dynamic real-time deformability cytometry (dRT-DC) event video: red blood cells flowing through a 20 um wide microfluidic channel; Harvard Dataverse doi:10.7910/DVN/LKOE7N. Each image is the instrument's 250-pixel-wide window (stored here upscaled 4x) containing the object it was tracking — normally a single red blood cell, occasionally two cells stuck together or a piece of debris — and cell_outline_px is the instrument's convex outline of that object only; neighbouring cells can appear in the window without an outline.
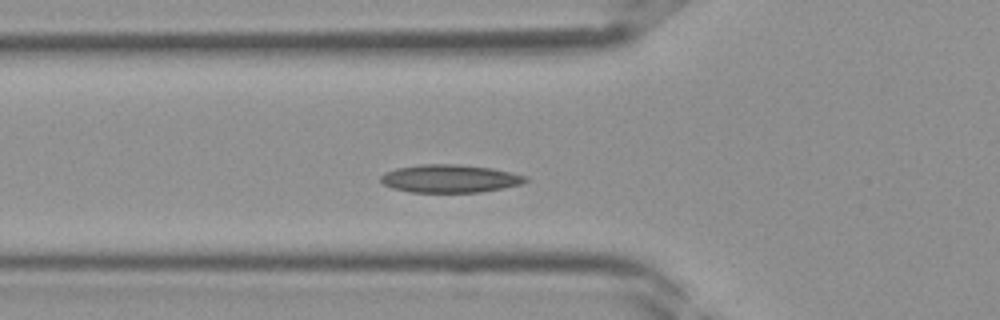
{"species": "Egyptian fruit bat (a non-hibernating species)", "species_latin": "Rousettus aegyptiacus", "temperature_condition": "room temperature", "stored_images_in_passage": 36, "camera_frame_rate_fps": 3000, "um_per_image_px": 0.085, "frame": {"image": 1, "passage_image": 10, "time_ms": 3.0, "image_size_px": [1000, 320], "cell_outline_px": [[528, 180], [520, 184], [480, 192], [412, 192], [392, 188], [384, 184], [380, 180], [380, 176], [384, 172], [396, 168], [420, 164], [456, 164], [492, 168], [528, 176]], "centroid_in_image_um": [38.21, 15.17], "position_along_channel_um": 87.6, "area_um2": 23.52}}
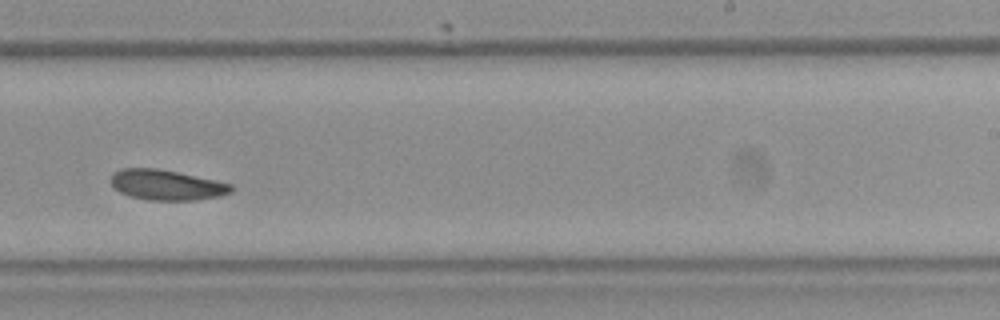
{"frame": {"image": 2, "passage_image": 21, "time_ms": 6.667, "image_size_px": [1000, 320], "cell_outline_px": [[236, 188], [232, 192], [220, 196], [192, 200], [148, 200], [132, 196], [120, 192], [108, 180], [112, 172], [120, 168], [156, 168], [176, 172], [232, 184]], "centroid_in_image_um": [14.14, 15.71], "position_along_channel_um": 274.9, "area_um2": 21.21}}
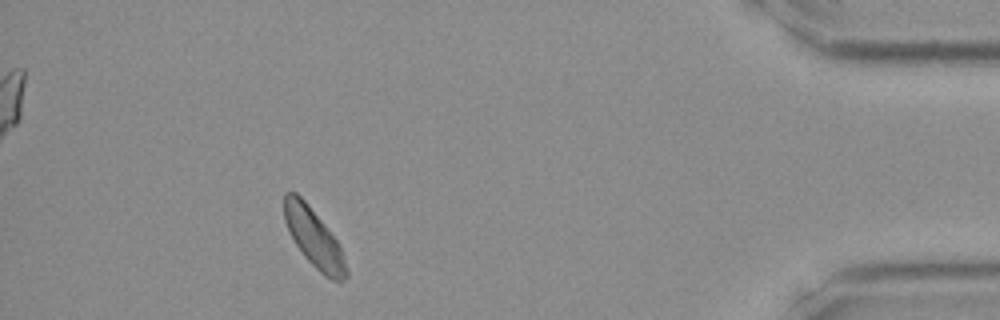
{"frame": {"image": 3, "passage_image": 32, "time_ms": 10.333, "image_size_px": [1000, 320], "cell_outline_px": [[348, 276], [344, 280], [332, 280], [324, 276], [304, 256], [296, 244], [284, 220], [284, 192], [296, 192], [308, 204], [336, 240], [340, 248], [348, 272]], "centroid_in_image_um": [26.67, 20.22], "position_along_channel_um": 408.5, "area_um2": 20.58}}